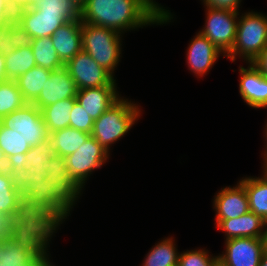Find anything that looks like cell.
<instances>
[{
  "label": "cell",
  "instance_id": "cell-28",
  "mask_svg": "<svg viewBox=\"0 0 267 266\" xmlns=\"http://www.w3.org/2000/svg\"><path fill=\"white\" fill-rule=\"evenodd\" d=\"M27 42L31 45L37 66L51 71L64 66L56 53L51 37H40Z\"/></svg>",
  "mask_w": 267,
  "mask_h": 266
},
{
  "label": "cell",
  "instance_id": "cell-21",
  "mask_svg": "<svg viewBox=\"0 0 267 266\" xmlns=\"http://www.w3.org/2000/svg\"><path fill=\"white\" fill-rule=\"evenodd\" d=\"M0 214L15 220L21 227L33 224L24 212L19 191L11 185L8 171L0 172Z\"/></svg>",
  "mask_w": 267,
  "mask_h": 266
},
{
  "label": "cell",
  "instance_id": "cell-39",
  "mask_svg": "<svg viewBox=\"0 0 267 266\" xmlns=\"http://www.w3.org/2000/svg\"><path fill=\"white\" fill-rule=\"evenodd\" d=\"M205 7L239 12L242 0H201Z\"/></svg>",
  "mask_w": 267,
  "mask_h": 266
},
{
  "label": "cell",
  "instance_id": "cell-4",
  "mask_svg": "<svg viewBox=\"0 0 267 266\" xmlns=\"http://www.w3.org/2000/svg\"><path fill=\"white\" fill-rule=\"evenodd\" d=\"M140 107L121 96L94 121L91 136L110 153L111 146L121 140L141 117Z\"/></svg>",
  "mask_w": 267,
  "mask_h": 266
},
{
  "label": "cell",
  "instance_id": "cell-47",
  "mask_svg": "<svg viewBox=\"0 0 267 266\" xmlns=\"http://www.w3.org/2000/svg\"><path fill=\"white\" fill-rule=\"evenodd\" d=\"M259 266H267V246L264 250Z\"/></svg>",
  "mask_w": 267,
  "mask_h": 266
},
{
  "label": "cell",
  "instance_id": "cell-10",
  "mask_svg": "<svg viewBox=\"0 0 267 266\" xmlns=\"http://www.w3.org/2000/svg\"><path fill=\"white\" fill-rule=\"evenodd\" d=\"M23 40L51 37L68 20L60 13L37 11L28 4L15 10Z\"/></svg>",
  "mask_w": 267,
  "mask_h": 266
},
{
  "label": "cell",
  "instance_id": "cell-38",
  "mask_svg": "<svg viewBox=\"0 0 267 266\" xmlns=\"http://www.w3.org/2000/svg\"><path fill=\"white\" fill-rule=\"evenodd\" d=\"M21 228L15 220L0 214V242L11 238Z\"/></svg>",
  "mask_w": 267,
  "mask_h": 266
},
{
  "label": "cell",
  "instance_id": "cell-14",
  "mask_svg": "<svg viewBox=\"0 0 267 266\" xmlns=\"http://www.w3.org/2000/svg\"><path fill=\"white\" fill-rule=\"evenodd\" d=\"M77 87L65 66L53 70L33 104L40 110L58 101L74 98Z\"/></svg>",
  "mask_w": 267,
  "mask_h": 266
},
{
  "label": "cell",
  "instance_id": "cell-35",
  "mask_svg": "<svg viewBox=\"0 0 267 266\" xmlns=\"http://www.w3.org/2000/svg\"><path fill=\"white\" fill-rule=\"evenodd\" d=\"M207 249H193L179 253L178 266H214L218 255L209 254Z\"/></svg>",
  "mask_w": 267,
  "mask_h": 266
},
{
  "label": "cell",
  "instance_id": "cell-24",
  "mask_svg": "<svg viewBox=\"0 0 267 266\" xmlns=\"http://www.w3.org/2000/svg\"><path fill=\"white\" fill-rule=\"evenodd\" d=\"M4 57L7 80H16L20 75L37 66L31 45L24 40L14 52Z\"/></svg>",
  "mask_w": 267,
  "mask_h": 266
},
{
  "label": "cell",
  "instance_id": "cell-26",
  "mask_svg": "<svg viewBox=\"0 0 267 266\" xmlns=\"http://www.w3.org/2000/svg\"><path fill=\"white\" fill-rule=\"evenodd\" d=\"M76 101V97L69 98L41 109L49 133L70 127V114Z\"/></svg>",
  "mask_w": 267,
  "mask_h": 266
},
{
  "label": "cell",
  "instance_id": "cell-5",
  "mask_svg": "<svg viewBox=\"0 0 267 266\" xmlns=\"http://www.w3.org/2000/svg\"><path fill=\"white\" fill-rule=\"evenodd\" d=\"M241 14L234 45L226 58L235 62L238 56L248 64L253 63L267 46V15L253 10Z\"/></svg>",
  "mask_w": 267,
  "mask_h": 266
},
{
  "label": "cell",
  "instance_id": "cell-27",
  "mask_svg": "<svg viewBox=\"0 0 267 266\" xmlns=\"http://www.w3.org/2000/svg\"><path fill=\"white\" fill-rule=\"evenodd\" d=\"M175 239L167 237L152 246L141 266H178L179 253Z\"/></svg>",
  "mask_w": 267,
  "mask_h": 266
},
{
  "label": "cell",
  "instance_id": "cell-17",
  "mask_svg": "<svg viewBox=\"0 0 267 266\" xmlns=\"http://www.w3.org/2000/svg\"><path fill=\"white\" fill-rule=\"evenodd\" d=\"M215 220L235 219L249 212V203L244 186L237 182L233 187H223L213 199Z\"/></svg>",
  "mask_w": 267,
  "mask_h": 266
},
{
  "label": "cell",
  "instance_id": "cell-51",
  "mask_svg": "<svg viewBox=\"0 0 267 266\" xmlns=\"http://www.w3.org/2000/svg\"><path fill=\"white\" fill-rule=\"evenodd\" d=\"M266 244H267V228H266Z\"/></svg>",
  "mask_w": 267,
  "mask_h": 266
},
{
  "label": "cell",
  "instance_id": "cell-31",
  "mask_svg": "<svg viewBox=\"0 0 267 266\" xmlns=\"http://www.w3.org/2000/svg\"><path fill=\"white\" fill-rule=\"evenodd\" d=\"M54 155L50 140L32 146L20 161L27 169H43L47 171L48 161Z\"/></svg>",
  "mask_w": 267,
  "mask_h": 266
},
{
  "label": "cell",
  "instance_id": "cell-41",
  "mask_svg": "<svg viewBox=\"0 0 267 266\" xmlns=\"http://www.w3.org/2000/svg\"><path fill=\"white\" fill-rule=\"evenodd\" d=\"M253 64L267 77V46L262 50L261 55L253 62Z\"/></svg>",
  "mask_w": 267,
  "mask_h": 266
},
{
  "label": "cell",
  "instance_id": "cell-8",
  "mask_svg": "<svg viewBox=\"0 0 267 266\" xmlns=\"http://www.w3.org/2000/svg\"><path fill=\"white\" fill-rule=\"evenodd\" d=\"M205 9V25L199 32L226 56L236 39L240 12L209 7Z\"/></svg>",
  "mask_w": 267,
  "mask_h": 266
},
{
  "label": "cell",
  "instance_id": "cell-20",
  "mask_svg": "<svg viewBox=\"0 0 267 266\" xmlns=\"http://www.w3.org/2000/svg\"><path fill=\"white\" fill-rule=\"evenodd\" d=\"M82 21H68L51 36L56 53L65 65L82 50Z\"/></svg>",
  "mask_w": 267,
  "mask_h": 266
},
{
  "label": "cell",
  "instance_id": "cell-44",
  "mask_svg": "<svg viewBox=\"0 0 267 266\" xmlns=\"http://www.w3.org/2000/svg\"><path fill=\"white\" fill-rule=\"evenodd\" d=\"M5 57L0 54V82L6 81Z\"/></svg>",
  "mask_w": 267,
  "mask_h": 266
},
{
  "label": "cell",
  "instance_id": "cell-22",
  "mask_svg": "<svg viewBox=\"0 0 267 266\" xmlns=\"http://www.w3.org/2000/svg\"><path fill=\"white\" fill-rule=\"evenodd\" d=\"M90 136L91 134L87 132L74 129L72 127H66L50 133L49 140L51 142L54 155L65 158L66 156L76 152Z\"/></svg>",
  "mask_w": 267,
  "mask_h": 266
},
{
  "label": "cell",
  "instance_id": "cell-2",
  "mask_svg": "<svg viewBox=\"0 0 267 266\" xmlns=\"http://www.w3.org/2000/svg\"><path fill=\"white\" fill-rule=\"evenodd\" d=\"M52 228L33 223L22 227L11 238L0 242L1 266H47Z\"/></svg>",
  "mask_w": 267,
  "mask_h": 266
},
{
  "label": "cell",
  "instance_id": "cell-45",
  "mask_svg": "<svg viewBox=\"0 0 267 266\" xmlns=\"http://www.w3.org/2000/svg\"><path fill=\"white\" fill-rule=\"evenodd\" d=\"M69 1L80 12L86 6L88 0H69Z\"/></svg>",
  "mask_w": 267,
  "mask_h": 266
},
{
  "label": "cell",
  "instance_id": "cell-37",
  "mask_svg": "<svg viewBox=\"0 0 267 266\" xmlns=\"http://www.w3.org/2000/svg\"><path fill=\"white\" fill-rule=\"evenodd\" d=\"M150 11L155 14L159 19V25L168 24L173 20L174 14L170 10H167L166 7H163L161 4L155 0H141ZM166 8V9H165Z\"/></svg>",
  "mask_w": 267,
  "mask_h": 266
},
{
  "label": "cell",
  "instance_id": "cell-34",
  "mask_svg": "<svg viewBox=\"0 0 267 266\" xmlns=\"http://www.w3.org/2000/svg\"><path fill=\"white\" fill-rule=\"evenodd\" d=\"M23 42L16 18L0 24V54L9 55Z\"/></svg>",
  "mask_w": 267,
  "mask_h": 266
},
{
  "label": "cell",
  "instance_id": "cell-3",
  "mask_svg": "<svg viewBox=\"0 0 267 266\" xmlns=\"http://www.w3.org/2000/svg\"><path fill=\"white\" fill-rule=\"evenodd\" d=\"M26 216L37 224L46 225L57 232L72 211L54 192L53 185L44 179L29 181L19 190Z\"/></svg>",
  "mask_w": 267,
  "mask_h": 266
},
{
  "label": "cell",
  "instance_id": "cell-18",
  "mask_svg": "<svg viewBox=\"0 0 267 266\" xmlns=\"http://www.w3.org/2000/svg\"><path fill=\"white\" fill-rule=\"evenodd\" d=\"M216 229L224 232L225 239L249 237L266 238L267 223L249 211L235 219L215 220Z\"/></svg>",
  "mask_w": 267,
  "mask_h": 266
},
{
  "label": "cell",
  "instance_id": "cell-30",
  "mask_svg": "<svg viewBox=\"0 0 267 266\" xmlns=\"http://www.w3.org/2000/svg\"><path fill=\"white\" fill-rule=\"evenodd\" d=\"M26 103L15 80L0 82V118L22 108Z\"/></svg>",
  "mask_w": 267,
  "mask_h": 266
},
{
  "label": "cell",
  "instance_id": "cell-11",
  "mask_svg": "<svg viewBox=\"0 0 267 266\" xmlns=\"http://www.w3.org/2000/svg\"><path fill=\"white\" fill-rule=\"evenodd\" d=\"M78 90L100 86H117L116 79L84 50L64 65Z\"/></svg>",
  "mask_w": 267,
  "mask_h": 266
},
{
  "label": "cell",
  "instance_id": "cell-40",
  "mask_svg": "<svg viewBox=\"0 0 267 266\" xmlns=\"http://www.w3.org/2000/svg\"><path fill=\"white\" fill-rule=\"evenodd\" d=\"M15 18V10L6 0H0V24Z\"/></svg>",
  "mask_w": 267,
  "mask_h": 266
},
{
  "label": "cell",
  "instance_id": "cell-33",
  "mask_svg": "<svg viewBox=\"0 0 267 266\" xmlns=\"http://www.w3.org/2000/svg\"><path fill=\"white\" fill-rule=\"evenodd\" d=\"M28 5L37 11L60 13L68 21L80 19V12L69 0H29Z\"/></svg>",
  "mask_w": 267,
  "mask_h": 266
},
{
  "label": "cell",
  "instance_id": "cell-25",
  "mask_svg": "<svg viewBox=\"0 0 267 266\" xmlns=\"http://www.w3.org/2000/svg\"><path fill=\"white\" fill-rule=\"evenodd\" d=\"M51 72L46 68L35 66L15 80L27 103H33L38 98Z\"/></svg>",
  "mask_w": 267,
  "mask_h": 266
},
{
  "label": "cell",
  "instance_id": "cell-29",
  "mask_svg": "<svg viewBox=\"0 0 267 266\" xmlns=\"http://www.w3.org/2000/svg\"><path fill=\"white\" fill-rule=\"evenodd\" d=\"M0 148L9 163L20 162L31 146L13 130L0 126Z\"/></svg>",
  "mask_w": 267,
  "mask_h": 266
},
{
  "label": "cell",
  "instance_id": "cell-16",
  "mask_svg": "<svg viewBox=\"0 0 267 266\" xmlns=\"http://www.w3.org/2000/svg\"><path fill=\"white\" fill-rule=\"evenodd\" d=\"M239 93L244 102L254 109L267 108V77L253 64L239 66Z\"/></svg>",
  "mask_w": 267,
  "mask_h": 266
},
{
  "label": "cell",
  "instance_id": "cell-6",
  "mask_svg": "<svg viewBox=\"0 0 267 266\" xmlns=\"http://www.w3.org/2000/svg\"><path fill=\"white\" fill-rule=\"evenodd\" d=\"M82 50L115 78L122 57L123 35L111 28L82 22Z\"/></svg>",
  "mask_w": 267,
  "mask_h": 266
},
{
  "label": "cell",
  "instance_id": "cell-32",
  "mask_svg": "<svg viewBox=\"0 0 267 266\" xmlns=\"http://www.w3.org/2000/svg\"><path fill=\"white\" fill-rule=\"evenodd\" d=\"M7 171L10 176L11 185L18 191L29 181L41 183L46 179L47 172L43 169H27L21 162L10 163Z\"/></svg>",
  "mask_w": 267,
  "mask_h": 266
},
{
  "label": "cell",
  "instance_id": "cell-1",
  "mask_svg": "<svg viewBox=\"0 0 267 266\" xmlns=\"http://www.w3.org/2000/svg\"><path fill=\"white\" fill-rule=\"evenodd\" d=\"M83 23L114 29L120 34L151 25L160 19L141 0H88L80 11Z\"/></svg>",
  "mask_w": 267,
  "mask_h": 266
},
{
  "label": "cell",
  "instance_id": "cell-23",
  "mask_svg": "<svg viewBox=\"0 0 267 266\" xmlns=\"http://www.w3.org/2000/svg\"><path fill=\"white\" fill-rule=\"evenodd\" d=\"M239 182L246 190L249 210L267 223V181L260 175L242 177Z\"/></svg>",
  "mask_w": 267,
  "mask_h": 266
},
{
  "label": "cell",
  "instance_id": "cell-7",
  "mask_svg": "<svg viewBox=\"0 0 267 266\" xmlns=\"http://www.w3.org/2000/svg\"><path fill=\"white\" fill-rule=\"evenodd\" d=\"M1 124L17 133L31 147L49 139V132L41 110L33 103L1 118Z\"/></svg>",
  "mask_w": 267,
  "mask_h": 266
},
{
  "label": "cell",
  "instance_id": "cell-36",
  "mask_svg": "<svg viewBox=\"0 0 267 266\" xmlns=\"http://www.w3.org/2000/svg\"><path fill=\"white\" fill-rule=\"evenodd\" d=\"M94 120L90 115L82 108V106L76 101L70 114V127L92 133Z\"/></svg>",
  "mask_w": 267,
  "mask_h": 266
},
{
  "label": "cell",
  "instance_id": "cell-48",
  "mask_svg": "<svg viewBox=\"0 0 267 266\" xmlns=\"http://www.w3.org/2000/svg\"><path fill=\"white\" fill-rule=\"evenodd\" d=\"M263 173H262V177L267 181V160H263Z\"/></svg>",
  "mask_w": 267,
  "mask_h": 266
},
{
  "label": "cell",
  "instance_id": "cell-49",
  "mask_svg": "<svg viewBox=\"0 0 267 266\" xmlns=\"http://www.w3.org/2000/svg\"><path fill=\"white\" fill-rule=\"evenodd\" d=\"M214 266H225V265L222 264L220 261L217 260V262L214 264Z\"/></svg>",
  "mask_w": 267,
  "mask_h": 266
},
{
  "label": "cell",
  "instance_id": "cell-9",
  "mask_svg": "<svg viewBox=\"0 0 267 266\" xmlns=\"http://www.w3.org/2000/svg\"><path fill=\"white\" fill-rule=\"evenodd\" d=\"M109 156L110 153L94 137L90 136L76 152L66 156L65 159L69 173L84 189L91 174L102 168Z\"/></svg>",
  "mask_w": 267,
  "mask_h": 266
},
{
  "label": "cell",
  "instance_id": "cell-46",
  "mask_svg": "<svg viewBox=\"0 0 267 266\" xmlns=\"http://www.w3.org/2000/svg\"><path fill=\"white\" fill-rule=\"evenodd\" d=\"M265 128H264V138H265V149H264V152L262 153V157H263V160H267V122L265 124Z\"/></svg>",
  "mask_w": 267,
  "mask_h": 266
},
{
  "label": "cell",
  "instance_id": "cell-19",
  "mask_svg": "<svg viewBox=\"0 0 267 266\" xmlns=\"http://www.w3.org/2000/svg\"><path fill=\"white\" fill-rule=\"evenodd\" d=\"M117 88L100 86L81 89L77 91L76 100L95 121L121 97Z\"/></svg>",
  "mask_w": 267,
  "mask_h": 266
},
{
  "label": "cell",
  "instance_id": "cell-13",
  "mask_svg": "<svg viewBox=\"0 0 267 266\" xmlns=\"http://www.w3.org/2000/svg\"><path fill=\"white\" fill-rule=\"evenodd\" d=\"M46 181L53 185V192L72 210L83 194V188L68 171L66 159L53 155L48 161Z\"/></svg>",
  "mask_w": 267,
  "mask_h": 266
},
{
  "label": "cell",
  "instance_id": "cell-43",
  "mask_svg": "<svg viewBox=\"0 0 267 266\" xmlns=\"http://www.w3.org/2000/svg\"><path fill=\"white\" fill-rule=\"evenodd\" d=\"M14 10L25 7L29 0H6Z\"/></svg>",
  "mask_w": 267,
  "mask_h": 266
},
{
  "label": "cell",
  "instance_id": "cell-12",
  "mask_svg": "<svg viewBox=\"0 0 267 266\" xmlns=\"http://www.w3.org/2000/svg\"><path fill=\"white\" fill-rule=\"evenodd\" d=\"M266 246V238H231L225 240L218 261L225 266H259Z\"/></svg>",
  "mask_w": 267,
  "mask_h": 266
},
{
  "label": "cell",
  "instance_id": "cell-50",
  "mask_svg": "<svg viewBox=\"0 0 267 266\" xmlns=\"http://www.w3.org/2000/svg\"><path fill=\"white\" fill-rule=\"evenodd\" d=\"M47 266H55V264H53L52 262H49Z\"/></svg>",
  "mask_w": 267,
  "mask_h": 266
},
{
  "label": "cell",
  "instance_id": "cell-42",
  "mask_svg": "<svg viewBox=\"0 0 267 266\" xmlns=\"http://www.w3.org/2000/svg\"><path fill=\"white\" fill-rule=\"evenodd\" d=\"M10 163L8 162L4 151L0 148V172L7 171L9 169Z\"/></svg>",
  "mask_w": 267,
  "mask_h": 266
},
{
  "label": "cell",
  "instance_id": "cell-15",
  "mask_svg": "<svg viewBox=\"0 0 267 266\" xmlns=\"http://www.w3.org/2000/svg\"><path fill=\"white\" fill-rule=\"evenodd\" d=\"M220 55L225 57L212 42H210L200 32L196 33L194 38L190 40L187 47L186 62L188 69L199 78L208 74L217 62Z\"/></svg>",
  "mask_w": 267,
  "mask_h": 266
}]
</instances>
